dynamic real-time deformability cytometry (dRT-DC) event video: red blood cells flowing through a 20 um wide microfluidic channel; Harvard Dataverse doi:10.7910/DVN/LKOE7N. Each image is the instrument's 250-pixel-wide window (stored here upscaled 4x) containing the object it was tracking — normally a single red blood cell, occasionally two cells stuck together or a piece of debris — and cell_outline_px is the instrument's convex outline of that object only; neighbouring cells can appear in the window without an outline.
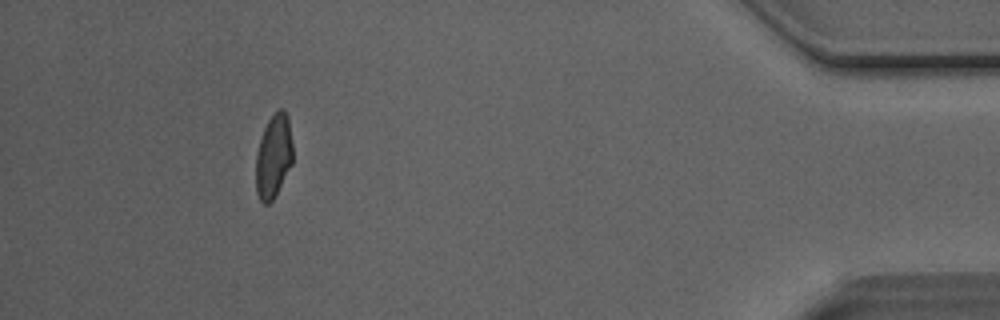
{"species": "Egyptian fruit bat (a non-hibernating species)", "species_latin": "Rousettus aegyptiacus", "temperature_condition": "room temperature", "stored_images_in_passage": 32, "camera_frame_rate_fps": 3000, "um_per_image_px": 0.085, "animal": {"sex": "male"}, "frame": {"image": 1, "passage_image": 32, "time_ms": 10.333, "image_size_px": [1000, 320], "cell_outline_px": [[292, 164], [272, 200], [268, 204], [264, 204], [260, 200], [256, 192], [256, 156], [260, 140], [264, 128], [268, 120], [280, 108], [284, 108], [288, 116], [292, 144]], "centroid_in_image_um": [23.25, 13.27], "position_along_channel_um": 412.0, "area_um2": 17.8}}